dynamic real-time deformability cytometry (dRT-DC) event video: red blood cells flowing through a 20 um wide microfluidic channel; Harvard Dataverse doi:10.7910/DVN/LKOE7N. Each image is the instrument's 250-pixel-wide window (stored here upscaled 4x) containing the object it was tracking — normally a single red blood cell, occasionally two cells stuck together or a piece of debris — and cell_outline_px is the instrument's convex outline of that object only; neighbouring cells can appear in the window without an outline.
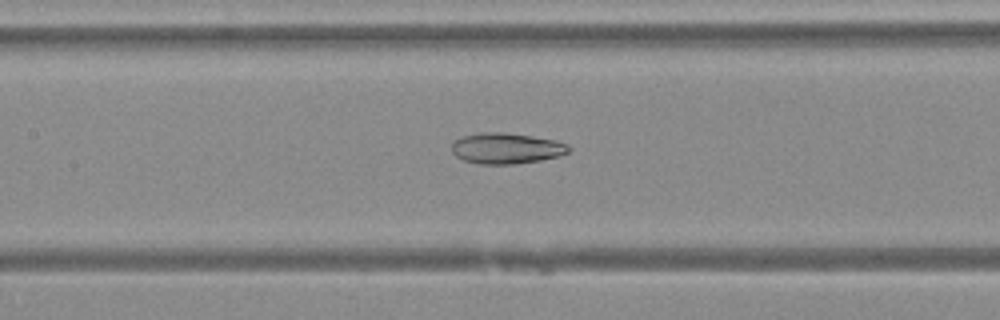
{"species": "Egyptian fruit bat (a non-hibernating species)", "species_latin": "Rousettus aegyptiacus", "temperature_condition": "warm", "stored_images_in_passage": 46, "camera_frame_rate_fps": 3000, "um_per_image_px": 0.085, "animal": {"sex": "female"}, "frame": {"image": 1, "passage_image": 20, "time_ms": 6.333, "image_size_px": [1000, 320], "cell_outline_px": [[572, 148], [568, 152], [560, 156], [540, 160], [516, 164], [480, 164], [464, 160], [456, 156], [452, 152], [452, 140], [464, 136], [480, 132], [504, 132], [532, 136], [552, 140], [568, 144]], "centroid_in_image_um": [43.03, 12.61], "position_along_channel_um": 164.4, "area_um2": 21.1}}
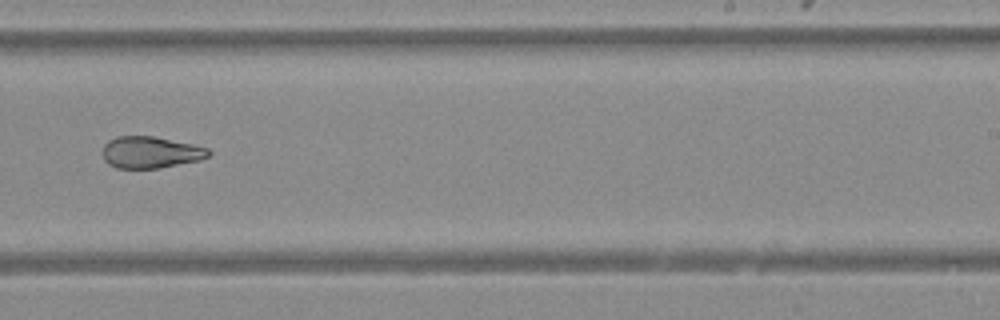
{"frame": {"image": 2, "passage_image": 28, "time_ms": 9.0, "image_size_px": [1000, 320], "cell_outline_px": [[212, 152], [208, 156], [200, 160], [160, 168], [116, 168], [108, 164], [104, 160], [104, 144], [108, 140], [116, 136], [152, 136], [192, 144], [208, 148]], "centroid_in_image_um": [12.79, 12.95], "position_along_channel_um": 276.2, "area_um2": 19.54}}
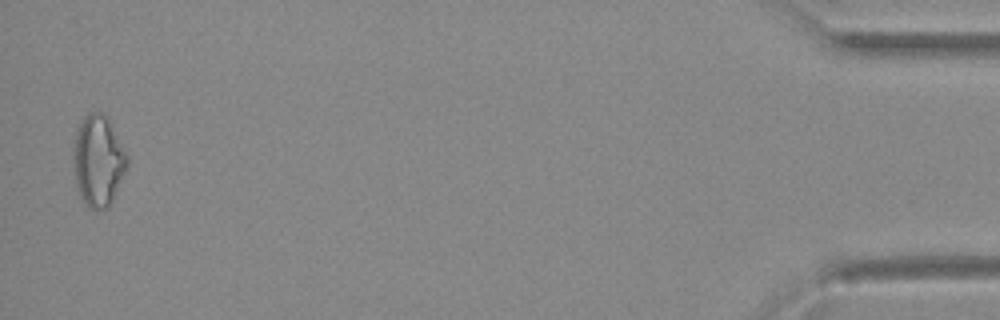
{"frame": {"image": 3, "passage_image": 45, "time_ms": 14.667, "image_size_px": [1000, 320], "cell_outline_px": [[128, 164], [112, 200], [108, 208], [92, 208], [84, 200], [80, 192], [76, 180], [76, 128], [84, 116], [88, 112], [104, 112], [108, 116], [128, 156]], "centroid_in_image_um": [8.4, 13.58], "position_along_channel_um": 426.8, "area_um2": 27.57}}